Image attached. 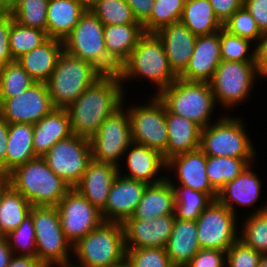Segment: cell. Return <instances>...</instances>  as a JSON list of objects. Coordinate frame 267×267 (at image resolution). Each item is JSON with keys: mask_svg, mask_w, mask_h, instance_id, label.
<instances>
[{"mask_svg": "<svg viewBox=\"0 0 267 267\" xmlns=\"http://www.w3.org/2000/svg\"><path fill=\"white\" fill-rule=\"evenodd\" d=\"M122 85L118 74H103L66 108L74 135L90 139L103 121L123 105Z\"/></svg>", "mask_w": 267, "mask_h": 267, "instance_id": "6da1fadb", "label": "cell"}, {"mask_svg": "<svg viewBox=\"0 0 267 267\" xmlns=\"http://www.w3.org/2000/svg\"><path fill=\"white\" fill-rule=\"evenodd\" d=\"M5 177L8 184L20 192L32 206L56 207L71 189L41 157L17 166Z\"/></svg>", "mask_w": 267, "mask_h": 267, "instance_id": "7a4b0ae2", "label": "cell"}, {"mask_svg": "<svg viewBox=\"0 0 267 267\" xmlns=\"http://www.w3.org/2000/svg\"><path fill=\"white\" fill-rule=\"evenodd\" d=\"M118 75L122 84L139 77L150 80L157 86L155 95L178 78L169 66L163 43L156 33H144L140 37Z\"/></svg>", "mask_w": 267, "mask_h": 267, "instance_id": "3957f363", "label": "cell"}, {"mask_svg": "<svg viewBox=\"0 0 267 267\" xmlns=\"http://www.w3.org/2000/svg\"><path fill=\"white\" fill-rule=\"evenodd\" d=\"M74 267H105L126 259L124 228L121 222L103 221L73 245Z\"/></svg>", "mask_w": 267, "mask_h": 267, "instance_id": "277c9868", "label": "cell"}, {"mask_svg": "<svg viewBox=\"0 0 267 267\" xmlns=\"http://www.w3.org/2000/svg\"><path fill=\"white\" fill-rule=\"evenodd\" d=\"M103 74L90 62L63 50L45 82L54 108L66 109Z\"/></svg>", "mask_w": 267, "mask_h": 267, "instance_id": "5b68a950", "label": "cell"}, {"mask_svg": "<svg viewBox=\"0 0 267 267\" xmlns=\"http://www.w3.org/2000/svg\"><path fill=\"white\" fill-rule=\"evenodd\" d=\"M68 54L90 62L102 74H118L120 67L108 56L104 40V25L86 10L73 30L63 39Z\"/></svg>", "mask_w": 267, "mask_h": 267, "instance_id": "8992f818", "label": "cell"}, {"mask_svg": "<svg viewBox=\"0 0 267 267\" xmlns=\"http://www.w3.org/2000/svg\"><path fill=\"white\" fill-rule=\"evenodd\" d=\"M157 96L171 113L196 123L201 129L211 123L210 116L218 106L209 82L185 81L179 77Z\"/></svg>", "mask_w": 267, "mask_h": 267, "instance_id": "52a82bcc", "label": "cell"}, {"mask_svg": "<svg viewBox=\"0 0 267 267\" xmlns=\"http://www.w3.org/2000/svg\"><path fill=\"white\" fill-rule=\"evenodd\" d=\"M30 214L36 236V257L46 267L71 265L73 246L61 228L57 207L32 206Z\"/></svg>", "mask_w": 267, "mask_h": 267, "instance_id": "ba28073f", "label": "cell"}, {"mask_svg": "<svg viewBox=\"0 0 267 267\" xmlns=\"http://www.w3.org/2000/svg\"><path fill=\"white\" fill-rule=\"evenodd\" d=\"M199 148L215 157L254 158L257 154L243 121L227 114L201 129Z\"/></svg>", "mask_w": 267, "mask_h": 267, "instance_id": "9c48e42d", "label": "cell"}, {"mask_svg": "<svg viewBox=\"0 0 267 267\" xmlns=\"http://www.w3.org/2000/svg\"><path fill=\"white\" fill-rule=\"evenodd\" d=\"M258 76L256 62L222 60L209 81L216 104L219 102L222 107L229 110L245 102L250 96V91L254 90L252 86Z\"/></svg>", "mask_w": 267, "mask_h": 267, "instance_id": "30bf717a", "label": "cell"}, {"mask_svg": "<svg viewBox=\"0 0 267 267\" xmlns=\"http://www.w3.org/2000/svg\"><path fill=\"white\" fill-rule=\"evenodd\" d=\"M123 105L100 125L90 138L92 160L109 163L121 168L118 162L132 143L131 124L127 109Z\"/></svg>", "mask_w": 267, "mask_h": 267, "instance_id": "8fae6325", "label": "cell"}, {"mask_svg": "<svg viewBox=\"0 0 267 267\" xmlns=\"http://www.w3.org/2000/svg\"><path fill=\"white\" fill-rule=\"evenodd\" d=\"M152 97L148 104H135L127 108L132 142L146 145L163 154L168 142L166 106L157 95Z\"/></svg>", "mask_w": 267, "mask_h": 267, "instance_id": "7c38bea8", "label": "cell"}, {"mask_svg": "<svg viewBox=\"0 0 267 267\" xmlns=\"http://www.w3.org/2000/svg\"><path fill=\"white\" fill-rule=\"evenodd\" d=\"M42 158L57 176L74 188L92 161L90 139L73 134L58 141Z\"/></svg>", "mask_w": 267, "mask_h": 267, "instance_id": "4fadbf2b", "label": "cell"}, {"mask_svg": "<svg viewBox=\"0 0 267 267\" xmlns=\"http://www.w3.org/2000/svg\"><path fill=\"white\" fill-rule=\"evenodd\" d=\"M237 215L217 199L197 218V237L200 248L227 251L239 239Z\"/></svg>", "mask_w": 267, "mask_h": 267, "instance_id": "5bb4252c", "label": "cell"}, {"mask_svg": "<svg viewBox=\"0 0 267 267\" xmlns=\"http://www.w3.org/2000/svg\"><path fill=\"white\" fill-rule=\"evenodd\" d=\"M56 207L61 228L72 246L104 221L101 211L75 188H71Z\"/></svg>", "mask_w": 267, "mask_h": 267, "instance_id": "9a60e30c", "label": "cell"}, {"mask_svg": "<svg viewBox=\"0 0 267 267\" xmlns=\"http://www.w3.org/2000/svg\"><path fill=\"white\" fill-rule=\"evenodd\" d=\"M54 108L45 82H36L23 93L0 98V115L9 123L36 124Z\"/></svg>", "mask_w": 267, "mask_h": 267, "instance_id": "2e32d148", "label": "cell"}, {"mask_svg": "<svg viewBox=\"0 0 267 267\" xmlns=\"http://www.w3.org/2000/svg\"><path fill=\"white\" fill-rule=\"evenodd\" d=\"M115 178L109 190L108 200L101 210L104 221L121 222L131 217L140 203L148 184L122 176Z\"/></svg>", "mask_w": 267, "mask_h": 267, "instance_id": "e0dca14e", "label": "cell"}, {"mask_svg": "<svg viewBox=\"0 0 267 267\" xmlns=\"http://www.w3.org/2000/svg\"><path fill=\"white\" fill-rule=\"evenodd\" d=\"M175 214L153 220L126 219L122 225L126 248H165L172 233Z\"/></svg>", "mask_w": 267, "mask_h": 267, "instance_id": "ac0fdd59", "label": "cell"}, {"mask_svg": "<svg viewBox=\"0 0 267 267\" xmlns=\"http://www.w3.org/2000/svg\"><path fill=\"white\" fill-rule=\"evenodd\" d=\"M207 156L199 148L195 151L176 155L167 161V170H174L178 184L207 193L213 200L218 191L210 184L206 174Z\"/></svg>", "mask_w": 267, "mask_h": 267, "instance_id": "d6986e66", "label": "cell"}, {"mask_svg": "<svg viewBox=\"0 0 267 267\" xmlns=\"http://www.w3.org/2000/svg\"><path fill=\"white\" fill-rule=\"evenodd\" d=\"M221 61L220 31L197 36L192 57L179 78L185 81L209 82Z\"/></svg>", "mask_w": 267, "mask_h": 267, "instance_id": "ffe728a7", "label": "cell"}, {"mask_svg": "<svg viewBox=\"0 0 267 267\" xmlns=\"http://www.w3.org/2000/svg\"><path fill=\"white\" fill-rule=\"evenodd\" d=\"M156 35L163 43L171 70L179 77L192 57L197 36L181 21L160 28Z\"/></svg>", "mask_w": 267, "mask_h": 267, "instance_id": "44dd1931", "label": "cell"}, {"mask_svg": "<svg viewBox=\"0 0 267 267\" xmlns=\"http://www.w3.org/2000/svg\"><path fill=\"white\" fill-rule=\"evenodd\" d=\"M124 155L123 157H126L124 162H127L126 166L129 173H124L122 176L142 181L146 184H155L167 177H157L160 176L158 175L159 170H165L167 167V162L163 155L157 150L132 142Z\"/></svg>", "mask_w": 267, "mask_h": 267, "instance_id": "7402d4cb", "label": "cell"}, {"mask_svg": "<svg viewBox=\"0 0 267 267\" xmlns=\"http://www.w3.org/2000/svg\"><path fill=\"white\" fill-rule=\"evenodd\" d=\"M118 174L119 167L116 165L92 160L74 188L101 211L107 203L109 190Z\"/></svg>", "mask_w": 267, "mask_h": 267, "instance_id": "603a6c76", "label": "cell"}, {"mask_svg": "<svg viewBox=\"0 0 267 267\" xmlns=\"http://www.w3.org/2000/svg\"><path fill=\"white\" fill-rule=\"evenodd\" d=\"M33 127V148L36 157L42 158L58 141L73 135L66 109H53Z\"/></svg>", "mask_w": 267, "mask_h": 267, "instance_id": "cb8c5ba5", "label": "cell"}, {"mask_svg": "<svg viewBox=\"0 0 267 267\" xmlns=\"http://www.w3.org/2000/svg\"><path fill=\"white\" fill-rule=\"evenodd\" d=\"M249 164L233 181L226 183L219 191L217 200L225 205L234 214H237L235 206L250 207L256 203L261 192V180L251 169ZM235 203V204H234Z\"/></svg>", "mask_w": 267, "mask_h": 267, "instance_id": "d4e9b609", "label": "cell"}, {"mask_svg": "<svg viewBox=\"0 0 267 267\" xmlns=\"http://www.w3.org/2000/svg\"><path fill=\"white\" fill-rule=\"evenodd\" d=\"M175 191L166 177L161 182L148 184L133 215L127 219L153 220L174 214Z\"/></svg>", "mask_w": 267, "mask_h": 267, "instance_id": "484cf974", "label": "cell"}, {"mask_svg": "<svg viewBox=\"0 0 267 267\" xmlns=\"http://www.w3.org/2000/svg\"><path fill=\"white\" fill-rule=\"evenodd\" d=\"M166 125L168 142L162 154L166 162L176 155L199 149L201 128L196 123L166 108Z\"/></svg>", "mask_w": 267, "mask_h": 267, "instance_id": "4316f807", "label": "cell"}, {"mask_svg": "<svg viewBox=\"0 0 267 267\" xmlns=\"http://www.w3.org/2000/svg\"><path fill=\"white\" fill-rule=\"evenodd\" d=\"M165 249L174 267H185L201 249L198 243L196 221L175 218Z\"/></svg>", "mask_w": 267, "mask_h": 267, "instance_id": "83f0119b", "label": "cell"}, {"mask_svg": "<svg viewBox=\"0 0 267 267\" xmlns=\"http://www.w3.org/2000/svg\"><path fill=\"white\" fill-rule=\"evenodd\" d=\"M63 50L62 40L49 38L41 46L23 54L17 61L36 82H46Z\"/></svg>", "mask_w": 267, "mask_h": 267, "instance_id": "f1b7e54d", "label": "cell"}, {"mask_svg": "<svg viewBox=\"0 0 267 267\" xmlns=\"http://www.w3.org/2000/svg\"><path fill=\"white\" fill-rule=\"evenodd\" d=\"M144 33L142 24L104 26V40L108 56L121 67Z\"/></svg>", "mask_w": 267, "mask_h": 267, "instance_id": "f546056e", "label": "cell"}, {"mask_svg": "<svg viewBox=\"0 0 267 267\" xmlns=\"http://www.w3.org/2000/svg\"><path fill=\"white\" fill-rule=\"evenodd\" d=\"M86 9L77 0H49L47 35L63 39L73 30Z\"/></svg>", "mask_w": 267, "mask_h": 267, "instance_id": "4dcf8cb0", "label": "cell"}, {"mask_svg": "<svg viewBox=\"0 0 267 267\" xmlns=\"http://www.w3.org/2000/svg\"><path fill=\"white\" fill-rule=\"evenodd\" d=\"M32 205L18 191L14 190L1 176L0 235L6 236L15 230L30 214Z\"/></svg>", "mask_w": 267, "mask_h": 267, "instance_id": "1f68e13d", "label": "cell"}, {"mask_svg": "<svg viewBox=\"0 0 267 267\" xmlns=\"http://www.w3.org/2000/svg\"><path fill=\"white\" fill-rule=\"evenodd\" d=\"M33 133V124H9L6 154V175L17 166L37 158L33 148Z\"/></svg>", "mask_w": 267, "mask_h": 267, "instance_id": "d6a6232c", "label": "cell"}, {"mask_svg": "<svg viewBox=\"0 0 267 267\" xmlns=\"http://www.w3.org/2000/svg\"><path fill=\"white\" fill-rule=\"evenodd\" d=\"M180 21L196 36L209 35L223 27L209 0H185Z\"/></svg>", "mask_w": 267, "mask_h": 267, "instance_id": "836d02e7", "label": "cell"}, {"mask_svg": "<svg viewBox=\"0 0 267 267\" xmlns=\"http://www.w3.org/2000/svg\"><path fill=\"white\" fill-rule=\"evenodd\" d=\"M167 178L170 180L175 191V218L196 221L213 199L207 193L177 185L171 177Z\"/></svg>", "mask_w": 267, "mask_h": 267, "instance_id": "e575fe53", "label": "cell"}, {"mask_svg": "<svg viewBox=\"0 0 267 267\" xmlns=\"http://www.w3.org/2000/svg\"><path fill=\"white\" fill-rule=\"evenodd\" d=\"M255 158H233L207 156L206 174L210 184L219 191L233 181Z\"/></svg>", "mask_w": 267, "mask_h": 267, "instance_id": "d590c367", "label": "cell"}, {"mask_svg": "<svg viewBox=\"0 0 267 267\" xmlns=\"http://www.w3.org/2000/svg\"><path fill=\"white\" fill-rule=\"evenodd\" d=\"M48 39L46 31L22 26L10 14L9 47L13 60L41 46Z\"/></svg>", "mask_w": 267, "mask_h": 267, "instance_id": "8d00e7d4", "label": "cell"}, {"mask_svg": "<svg viewBox=\"0 0 267 267\" xmlns=\"http://www.w3.org/2000/svg\"><path fill=\"white\" fill-rule=\"evenodd\" d=\"M258 208L242 222L239 239L254 250L267 255V202Z\"/></svg>", "mask_w": 267, "mask_h": 267, "instance_id": "74e56055", "label": "cell"}, {"mask_svg": "<svg viewBox=\"0 0 267 267\" xmlns=\"http://www.w3.org/2000/svg\"><path fill=\"white\" fill-rule=\"evenodd\" d=\"M36 81L17 60L0 66V98H11L30 88Z\"/></svg>", "mask_w": 267, "mask_h": 267, "instance_id": "f35d334b", "label": "cell"}, {"mask_svg": "<svg viewBox=\"0 0 267 267\" xmlns=\"http://www.w3.org/2000/svg\"><path fill=\"white\" fill-rule=\"evenodd\" d=\"M185 0H155L151 16L142 24L145 33H156L160 28L179 22Z\"/></svg>", "mask_w": 267, "mask_h": 267, "instance_id": "ab89813d", "label": "cell"}, {"mask_svg": "<svg viewBox=\"0 0 267 267\" xmlns=\"http://www.w3.org/2000/svg\"><path fill=\"white\" fill-rule=\"evenodd\" d=\"M104 26L141 24L126 0H99L91 9Z\"/></svg>", "mask_w": 267, "mask_h": 267, "instance_id": "60d3db41", "label": "cell"}, {"mask_svg": "<svg viewBox=\"0 0 267 267\" xmlns=\"http://www.w3.org/2000/svg\"><path fill=\"white\" fill-rule=\"evenodd\" d=\"M48 3L49 0H19L10 14L22 26L47 32Z\"/></svg>", "mask_w": 267, "mask_h": 267, "instance_id": "b9f144b4", "label": "cell"}, {"mask_svg": "<svg viewBox=\"0 0 267 267\" xmlns=\"http://www.w3.org/2000/svg\"><path fill=\"white\" fill-rule=\"evenodd\" d=\"M252 43L246 38L229 33L223 27L220 29V52L223 61L256 62V46L250 50Z\"/></svg>", "mask_w": 267, "mask_h": 267, "instance_id": "7bdbcfd3", "label": "cell"}, {"mask_svg": "<svg viewBox=\"0 0 267 267\" xmlns=\"http://www.w3.org/2000/svg\"><path fill=\"white\" fill-rule=\"evenodd\" d=\"M6 237L15 256L36 257V236L31 214Z\"/></svg>", "mask_w": 267, "mask_h": 267, "instance_id": "ee69618b", "label": "cell"}, {"mask_svg": "<svg viewBox=\"0 0 267 267\" xmlns=\"http://www.w3.org/2000/svg\"><path fill=\"white\" fill-rule=\"evenodd\" d=\"M223 28L231 34L246 38L253 43L257 42L255 45H257L260 39L264 36L254 18L244 5L233 13V15L223 24Z\"/></svg>", "mask_w": 267, "mask_h": 267, "instance_id": "f6af8a7d", "label": "cell"}, {"mask_svg": "<svg viewBox=\"0 0 267 267\" xmlns=\"http://www.w3.org/2000/svg\"><path fill=\"white\" fill-rule=\"evenodd\" d=\"M130 267H174L165 248H126Z\"/></svg>", "mask_w": 267, "mask_h": 267, "instance_id": "bcb514c9", "label": "cell"}, {"mask_svg": "<svg viewBox=\"0 0 267 267\" xmlns=\"http://www.w3.org/2000/svg\"><path fill=\"white\" fill-rule=\"evenodd\" d=\"M263 254L238 239L226 251V267H258Z\"/></svg>", "mask_w": 267, "mask_h": 267, "instance_id": "7dc6e473", "label": "cell"}, {"mask_svg": "<svg viewBox=\"0 0 267 267\" xmlns=\"http://www.w3.org/2000/svg\"><path fill=\"white\" fill-rule=\"evenodd\" d=\"M185 267H226V251L201 248Z\"/></svg>", "mask_w": 267, "mask_h": 267, "instance_id": "c3c4849f", "label": "cell"}, {"mask_svg": "<svg viewBox=\"0 0 267 267\" xmlns=\"http://www.w3.org/2000/svg\"><path fill=\"white\" fill-rule=\"evenodd\" d=\"M9 35L10 13H0V66L14 61L9 47Z\"/></svg>", "mask_w": 267, "mask_h": 267, "instance_id": "681fc988", "label": "cell"}, {"mask_svg": "<svg viewBox=\"0 0 267 267\" xmlns=\"http://www.w3.org/2000/svg\"><path fill=\"white\" fill-rule=\"evenodd\" d=\"M243 5L254 18L260 31L267 33V0H244Z\"/></svg>", "mask_w": 267, "mask_h": 267, "instance_id": "f907efd6", "label": "cell"}, {"mask_svg": "<svg viewBox=\"0 0 267 267\" xmlns=\"http://www.w3.org/2000/svg\"><path fill=\"white\" fill-rule=\"evenodd\" d=\"M214 14L223 25L232 15L243 6L244 0H209Z\"/></svg>", "mask_w": 267, "mask_h": 267, "instance_id": "816d5d0a", "label": "cell"}, {"mask_svg": "<svg viewBox=\"0 0 267 267\" xmlns=\"http://www.w3.org/2000/svg\"><path fill=\"white\" fill-rule=\"evenodd\" d=\"M155 0H126L138 22L143 24L150 16Z\"/></svg>", "mask_w": 267, "mask_h": 267, "instance_id": "f5cc1de1", "label": "cell"}, {"mask_svg": "<svg viewBox=\"0 0 267 267\" xmlns=\"http://www.w3.org/2000/svg\"><path fill=\"white\" fill-rule=\"evenodd\" d=\"M9 123L0 115V176H6V154Z\"/></svg>", "mask_w": 267, "mask_h": 267, "instance_id": "db71d44e", "label": "cell"}, {"mask_svg": "<svg viewBox=\"0 0 267 267\" xmlns=\"http://www.w3.org/2000/svg\"><path fill=\"white\" fill-rule=\"evenodd\" d=\"M256 65L260 78H267V33L256 45Z\"/></svg>", "mask_w": 267, "mask_h": 267, "instance_id": "11a10c76", "label": "cell"}, {"mask_svg": "<svg viewBox=\"0 0 267 267\" xmlns=\"http://www.w3.org/2000/svg\"><path fill=\"white\" fill-rule=\"evenodd\" d=\"M8 267H46L37 257L13 256Z\"/></svg>", "mask_w": 267, "mask_h": 267, "instance_id": "9f6ffc18", "label": "cell"}, {"mask_svg": "<svg viewBox=\"0 0 267 267\" xmlns=\"http://www.w3.org/2000/svg\"><path fill=\"white\" fill-rule=\"evenodd\" d=\"M13 256L7 237L0 235V267H8Z\"/></svg>", "mask_w": 267, "mask_h": 267, "instance_id": "6f0895ef", "label": "cell"}, {"mask_svg": "<svg viewBox=\"0 0 267 267\" xmlns=\"http://www.w3.org/2000/svg\"><path fill=\"white\" fill-rule=\"evenodd\" d=\"M19 0H0V13H11Z\"/></svg>", "mask_w": 267, "mask_h": 267, "instance_id": "680465c9", "label": "cell"}, {"mask_svg": "<svg viewBox=\"0 0 267 267\" xmlns=\"http://www.w3.org/2000/svg\"><path fill=\"white\" fill-rule=\"evenodd\" d=\"M86 10H91L99 0H77Z\"/></svg>", "mask_w": 267, "mask_h": 267, "instance_id": "91938a15", "label": "cell"}, {"mask_svg": "<svg viewBox=\"0 0 267 267\" xmlns=\"http://www.w3.org/2000/svg\"><path fill=\"white\" fill-rule=\"evenodd\" d=\"M105 267H130V265H129L128 261L125 259L120 263L110 265V266H105Z\"/></svg>", "mask_w": 267, "mask_h": 267, "instance_id": "94428289", "label": "cell"}, {"mask_svg": "<svg viewBox=\"0 0 267 267\" xmlns=\"http://www.w3.org/2000/svg\"><path fill=\"white\" fill-rule=\"evenodd\" d=\"M258 267H267V255H263Z\"/></svg>", "mask_w": 267, "mask_h": 267, "instance_id": "6125c7cd", "label": "cell"}, {"mask_svg": "<svg viewBox=\"0 0 267 267\" xmlns=\"http://www.w3.org/2000/svg\"><path fill=\"white\" fill-rule=\"evenodd\" d=\"M48 267H54V266H48ZM57 267H74V266L69 265V266H57Z\"/></svg>", "mask_w": 267, "mask_h": 267, "instance_id": "be15d7a7", "label": "cell"}, {"mask_svg": "<svg viewBox=\"0 0 267 267\" xmlns=\"http://www.w3.org/2000/svg\"><path fill=\"white\" fill-rule=\"evenodd\" d=\"M0 198H1V176H0Z\"/></svg>", "mask_w": 267, "mask_h": 267, "instance_id": "e7e4bbea", "label": "cell"}]
</instances>
